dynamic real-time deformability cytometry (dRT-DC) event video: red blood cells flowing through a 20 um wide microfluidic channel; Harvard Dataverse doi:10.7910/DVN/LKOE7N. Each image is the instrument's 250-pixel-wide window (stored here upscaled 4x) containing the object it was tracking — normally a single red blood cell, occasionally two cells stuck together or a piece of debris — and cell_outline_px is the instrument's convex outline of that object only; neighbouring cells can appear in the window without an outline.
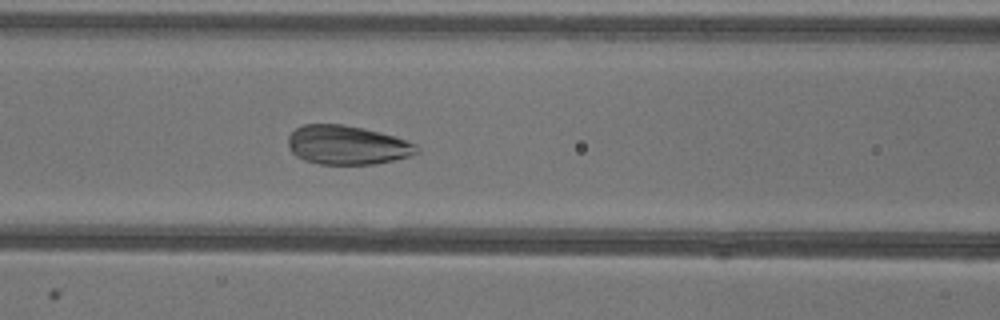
{"species": "common noctule bat (a hibernating species)", "species_latin": "Nyctalus noctula", "temperature_condition": "warm", "stored_images_in_passage": 45, "camera_frame_rate_fps": 3000, "um_per_image_px": 0.085, "animal": {"sex": "female"}, "frame": {"image": 1, "passage_image": 21, "time_ms": 6.667, "image_size_px": [1000, 320], "cell_outline_px": [[420, 152], [412, 156], [372, 164], [320, 164], [304, 160], [296, 156], [292, 152], [288, 144], [288, 136], [296, 128], [304, 124], [344, 124], [364, 128], [396, 136], [416, 144], [420, 148]], "centroid_in_image_um": [29.53, 12.32], "position_along_channel_um": 137.1, "area_um2": 29.42}}
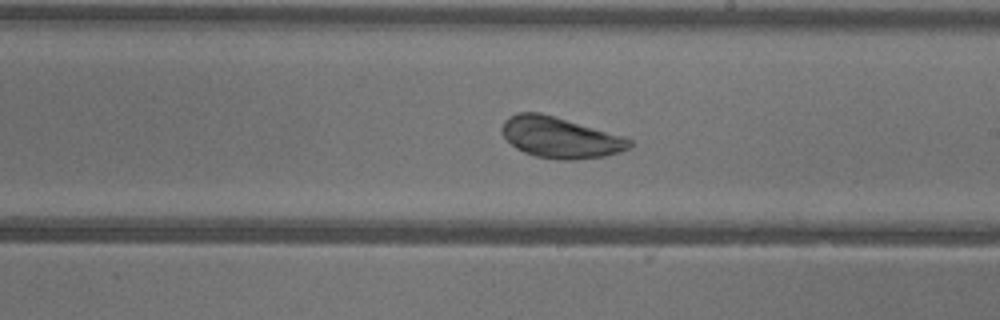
{"frame": {"image": 2, "passage_image": 29, "time_ms": 9.333, "image_size_px": [1000, 320], "cell_outline_px": [[632, 148], [620, 152], [604, 156], [576, 160], [564, 160], [536, 156], [524, 152], [516, 148], [500, 132], [500, 128], [504, 120], [508, 116], [516, 112], [540, 112], [624, 136], [632, 140]], "centroid_in_image_um": [47.61, 11.68], "position_along_channel_um": 241.4, "area_um2": 30.58}}
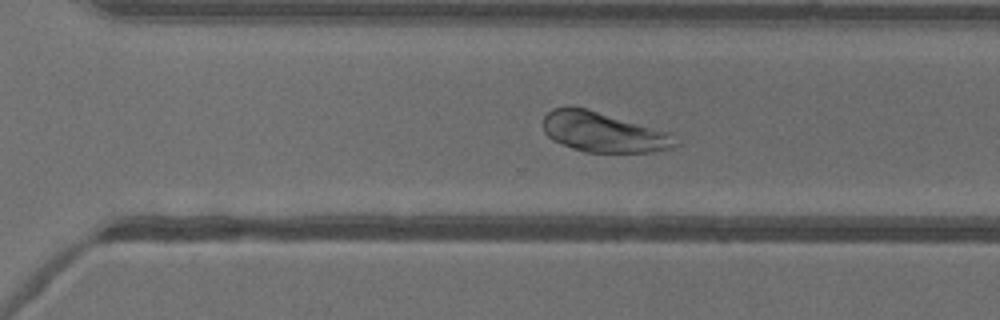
{"frame": {"image": 3, "passage_image": 35, "time_ms": 11.333, "image_size_px": [1000, 320], "cell_outline_px": [[680, 144], [672, 148], [652, 152], [584, 152], [572, 148], [552, 140], [544, 132], [544, 116], [552, 108], [588, 108], [672, 132]], "centroid_in_image_um": [51.36, 11.24], "position_along_channel_um": 319.2, "area_um2": 31.1}}